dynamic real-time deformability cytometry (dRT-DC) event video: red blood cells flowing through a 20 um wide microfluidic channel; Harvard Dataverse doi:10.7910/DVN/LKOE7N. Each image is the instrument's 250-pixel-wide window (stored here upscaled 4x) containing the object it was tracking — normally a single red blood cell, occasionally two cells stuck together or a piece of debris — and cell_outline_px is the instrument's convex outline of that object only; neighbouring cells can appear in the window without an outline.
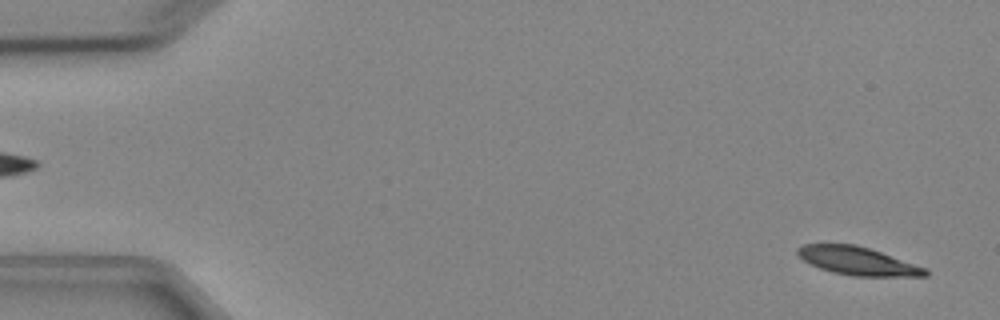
{"species": "Egyptian fruit bat (a non-hibernating species)", "species_latin": "Rousettus aegyptiacus", "temperature_condition": "cold", "stored_images_in_passage": 5, "segment_of_instrument_passage": [2, 2], "camera_frame_rate_fps": 3000, "um_per_image_px": 0.085, "animal": {"sex": "female"}, "frame": {"image": 1, "passage_image": 5, "time_ms": 4.667, "image_size_px": [1000, 320], "cell_outline_px": [[928, 276], [852, 276], [832, 272], [820, 268], [804, 260], [796, 252], [796, 248], [804, 244], [856, 244], [928, 268]], "centroid_in_image_um": [72.92, 22.18], "position_along_channel_um": 12.1, "area_um2": 20.81}}